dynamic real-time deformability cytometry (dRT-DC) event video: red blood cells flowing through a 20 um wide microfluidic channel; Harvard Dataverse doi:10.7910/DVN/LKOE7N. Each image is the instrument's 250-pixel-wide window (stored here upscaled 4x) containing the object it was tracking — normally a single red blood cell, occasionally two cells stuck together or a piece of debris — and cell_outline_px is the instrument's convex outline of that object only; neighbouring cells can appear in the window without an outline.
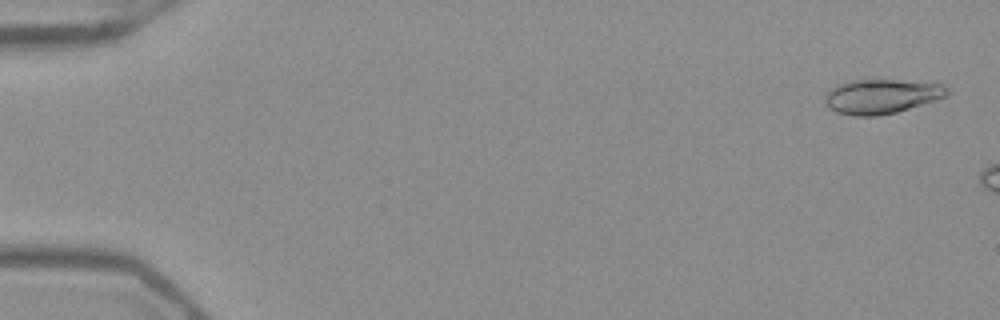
{"species": "Egyptian fruit bat (a non-hibernating species)", "species_latin": "Rousettus aegyptiacus", "temperature_condition": "warm", "stored_images_in_passage": 8, "camera_frame_rate_fps": 3000, "um_per_image_px": 0.085, "frame": {"image": 1, "passage_image": 2, "time_ms": 0.333, "image_size_px": [1000, 320], "cell_outline_px": [[948, 96], [896, 112], [880, 116], [852, 116], [836, 112], [828, 108], [824, 104], [824, 96], [832, 88], [840, 84], [852, 80], [868, 76], [872, 76], [944, 84], [948, 88]], "centroid_in_image_um": [74.91, 8.14], "position_along_channel_um": 10.1, "area_um2": 25.61}}